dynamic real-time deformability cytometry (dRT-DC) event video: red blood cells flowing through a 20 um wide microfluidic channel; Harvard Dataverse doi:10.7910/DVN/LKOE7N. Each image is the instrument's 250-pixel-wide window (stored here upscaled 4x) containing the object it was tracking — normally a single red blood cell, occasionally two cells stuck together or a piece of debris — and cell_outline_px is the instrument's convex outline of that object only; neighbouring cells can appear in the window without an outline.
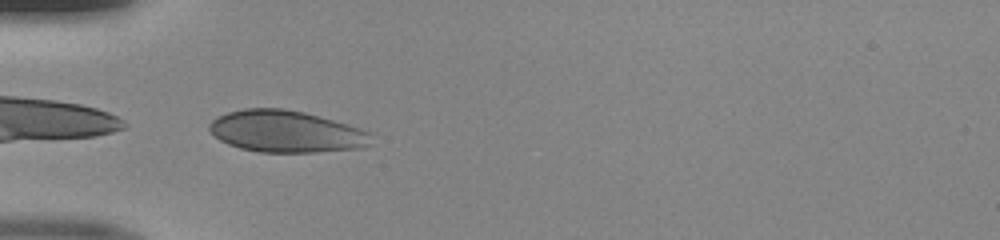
{"species": "human", "species_latin": "Homo sapiens", "temperature_condition": "room temperature", "stored_images_in_passage": 34, "camera_frame_rate_fps": 3000, "um_per_image_px": 0.085, "donor": {"sex": "male"}, "frame": {"image": 1, "passage_image": 1, "time_ms": 0.0, "image_size_px": [1000, 240], "cell_outline_px": [[372, 144], [360, 148], [316, 152], [260, 152], [240, 148], [228, 144], [220, 140], [208, 128], [208, 124], [216, 116], [228, 112], [244, 108], [284, 108], [304, 112], [348, 124], [360, 128], [368, 132]], "centroid_in_image_um": [24.29, 11.17], "position_along_channel_um": 60.7, "area_um2": 39.42}}
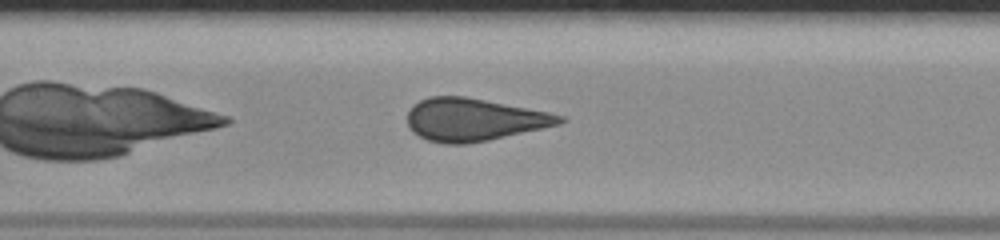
{"frame": {"image": 2, "passage_image": 9, "time_ms": 2.667, "image_size_px": [1000, 240], "cell_outline_px": [[568, 120], [560, 124], [488, 140], [468, 144], [444, 144], [428, 140], [412, 132], [408, 128], [408, 112], [412, 104], [428, 96], [464, 96], [548, 112], [564, 116]], "centroid_in_image_um": [40.24, 10.17], "position_along_channel_um": 167.2, "area_um2": 37.74}}
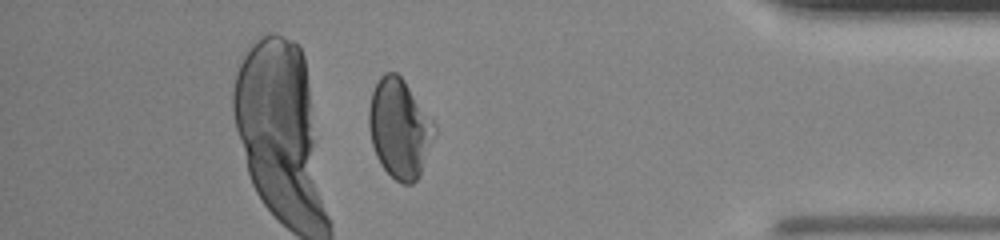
{"frame": {"image": 3, "passage_image": 28, "time_ms": 9.0, "image_size_px": [1000, 240], "cell_outline_px": [[436, 132], [420, 176], [412, 184], [400, 184], [380, 164], [376, 156], [372, 144], [368, 128], [368, 108], [372, 92], [380, 76], [384, 72], [396, 72], [404, 80], [436, 124]], "centroid_in_image_um": [33.96, 10.92], "position_along_channel_um": 401.2, "area_um2": 38.09}}